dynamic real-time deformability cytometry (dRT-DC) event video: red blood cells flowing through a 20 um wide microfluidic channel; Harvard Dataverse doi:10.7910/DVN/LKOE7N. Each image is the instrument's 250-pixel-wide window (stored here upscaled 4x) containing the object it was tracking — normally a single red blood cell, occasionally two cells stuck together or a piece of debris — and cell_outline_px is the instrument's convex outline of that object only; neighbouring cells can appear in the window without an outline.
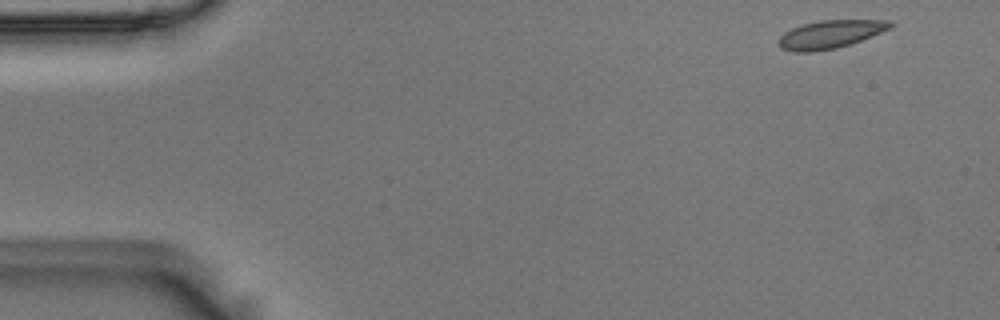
{"species": "Egyptian fruit bat (a non-hibernating species)", "species_latin": "Rousettus aegyptiacus", "temperature_condition": "room temperature", "stored_images_in_passage": 5, "camera_frame_rate_fps": 3000, "um_per_image_px": 0.085, "animal": {"sex": "male"}, "frame": {"image": 1, "passage_image": 1, "time_ms": 0.0, "image_size_px": [1000, 320], "cell_outline_px": [[892, 28], [872, 36], [836, 48], [812, 52], [796, 52], [780, 48], [780, 36], [784, 32], [800, 24], [820, 20], [892, 20]], "centroid_in_image_um": [70.57, 2.9], "position_along_channel_um": 14.4, "area_um2": 18.21}}
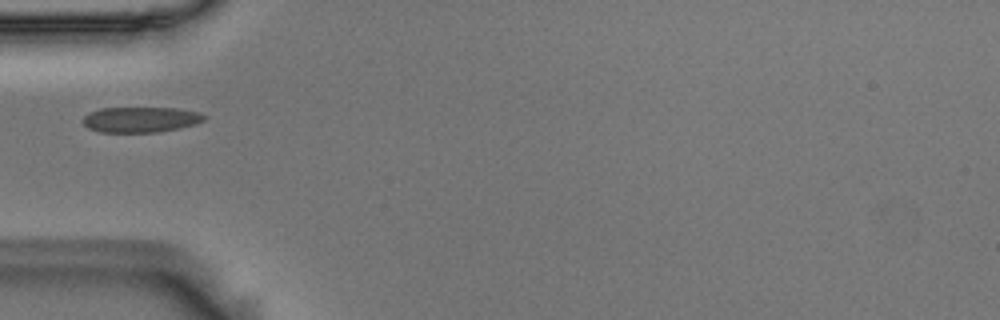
{"frame": {"image": 2, "passage_image": 5, "time_ms": 1.333, "image_size_px": [1000, 320], "cell_outline_px": [[208, 116], [204, 120], [196, 124], [180, 128], [160, 132], [100, 132], [88, 128], [84, 124], [84, 116], [88, 112], [100, 108], [176, 108], [200, 112]], "centroid_in_image_um": [11.99, 10.16], "position_along_channel_um": 73.0, "area_um2": 18.15}}